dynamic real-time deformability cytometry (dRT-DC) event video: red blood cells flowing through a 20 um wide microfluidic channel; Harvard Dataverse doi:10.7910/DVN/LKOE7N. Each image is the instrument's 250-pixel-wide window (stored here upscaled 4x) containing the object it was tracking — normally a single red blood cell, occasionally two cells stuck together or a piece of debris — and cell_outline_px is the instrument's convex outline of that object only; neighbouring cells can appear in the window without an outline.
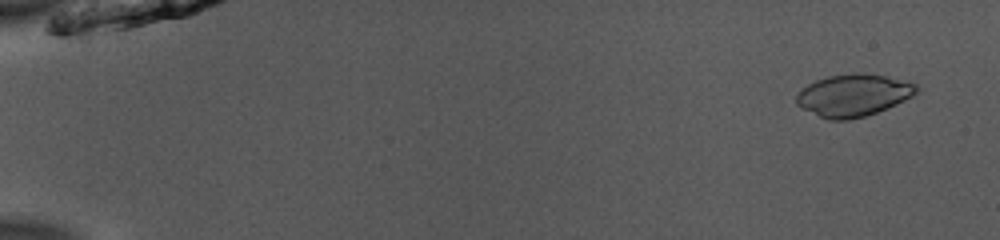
{"species": "common noctule bat (a hibernating species)", "species_latin": "Nyctalus noctula", "temperature_condition": "room temperature", "stored_images_in_passage": 52, "camera_frame_rate_fps": 3000, "um_per_image_px": 0.085, "animal": {"sex": "male", "body_mass_g": 13.0, "forearm_length_mm": 53.1}, "frame": {"image": 1, "passage_image": 4, "time_ms": 1.0, "image_size_px": [1000, 240], "cell_outline_px": [[920, 88], [912, 96], [896, 104], [876, 112], [864, 116], [848, 120], [828, 120], [796, 104], [796, 96], [808, 84], [816, 80], [828, 76], [856, 72], [888, 76], [916, 84]], "centroid_in_image_um": [72.55, 8.08], "position_along_channel_um": 12.4, "area_um2": 29.19}}